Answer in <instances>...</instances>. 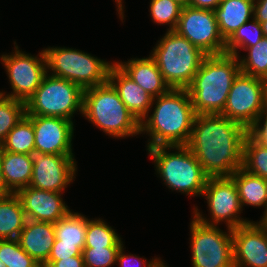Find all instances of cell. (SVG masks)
<instances>
[{
  "label": "cell",
  "mask_w": 267,
  "mask_h": 267,
  "mask_svg": "<svg viewBox=\"0 0 267 267\" xmlns=\"http://www.w3.org/2000/svg\"><path fill=\"white\" fill-rule=\"evenodd\" d=\"M247 129L221 114H196L186 145L209 177H230L243 165Z\"/></svg>",
  "instance_id": "1"
},
{
  "label": "cell",
  "mask_w": 267,
  "mask_h": 267,
  "mask_svg": "<svg viewBox=\"0 0 267 267\" xmlns=\"http://www.w3.org/2000/svg\"><path fill=\"white\" fill-rule=\"evenodd\" d=\"M195 117L187 89L171 88L167 93L155 97L151 109L140 122V135L147 134L149 137L146 149L187 145Z\"/></svg>",
  "instance_id": "2"
},
{
  "label": "cell",
  "mask_w": 267,
  "mask_h": 267,
  "mask_svg": "<svg viewBox=\"0 0 267 267\" xmlns=\"http://www.w3.org/2000/svg\"><path fill=\"white\" fill-rule=\"evenodd\" d=\"M241 72L238 57L207 55L186 88L196 114H221L234 79Z\"/></svg>",
  "instance_id": "3"
},
{
  "label": "cell",
  "mask_w": 267,
  "mask_h": 267,
  "mask_svg": "<svg viewBox=\"0 0 267 267\" xmlns=\"http://www.w3.org/2000/svg\"><path fill=\"white\" fill-rule=\"evenodd\" d=\"M81 116L115 139L140 135V122L109 81L84 89Z\"/></svg>",
  "instance_id": "4"
},
{
  "label": "cell",
  "mask_w": 267,
  "mask_h": 267,
  "mask_svg": "<svg viewBox=\"0 0 267 267\" xmlns=\"http://www.w3.org/2000/svg\"><path fill=\"white\" fill-rule=\"evenodd\" d=\"M146 151L165 186L190 197L202 195L209 176L186 145L155 146Z\"/></svg>",
  "instance_id": "5"
},
{
  "label": "cell",
  "mask_w": 267,
  "mask_h": 267,
  "mask_svg": "<svg viewBox=\"0 0 267 267\" xmlns=\"http://www.w3.org/2000/svg\"><path fill=\"white\" fill-rule=\"evenodd\" d=\"M149 54L172 89H186L206 54L175 31H166Z\"/></svg>",
  "instance_id": "6"
},
{
  "label": "cell",
  "mask_w": 267,
  "mask_h": 267,
  "mask_svg": "<svg viewBox=\"0 0 267 267\" xmlns=\"http://www.w3.org/2000/svg\"><path fill=\"white\" fill-rule=\"evenodd\" d=\"M47 73L79 85L83 90L104 84L115 62L106 61L91 53L67 47L43 48Z\"/></svg>",
  "instance_id": "7"
},
{
  "label": "cell",
  "mask_w": 267,
  "mask_h": 267,
  "mask_svg": "<svg viewBox=\"0 0 267 267\" xmlns=\"http://www.w3.org/2000/svg\"><path fill=\"white\" fill-rule=\"evenodd\" d=\"M83 92L79 85L47 73L26 102V115L58 117L74 122L75 113L82 114Z\"/></svg>",
  "instance_id": "8"
},
{
  "label": "cell",
  "mask_w": 267,
  "mask_h": 267,
  "mask_svg": "<svg viewBox=\"0 0 267 267\" xmlns=\"http://www.w3.org/2000/svg\"><path fill=\"white\" fill-rule=\"evenodd\" d=\"M201 196H205L210 218L205 217L195 205L192 216L202 224L219 226L224 222L227 228L235 229L252 221L240 216L244 209L236 183L231 177H209Z\"/></svg>",
  "instance_id": "9"
},
{
  "label": "cell",
  "mask_w": 267,
  "mask_h": 267,
  "mask_svg": "<svg viewBox=\"0 0 267 267\" xmlns=\"http://www.w3.org/2000/svg\"><path fill=\"white\" fill-rule=\"evenodd\" d=\"M190 221L192 267H234L232 229Z\"/></svg>",
  "instance_id": "10"
},
{
  "label": "cell",
  "mask_w": 267,
  "mask_h": 267,
  "mask_svg": "<svg viewBox=\"0 0 267 267\" xmlns=\"http://www.w3.org/2000/svg\"><path fill=\"white\" fill-rule=\"evenodd\" d=\"M13 44L14 52L3 53L0 56L12 91L11 93L0 91V95L26 103L47 74L46 56L44 50H41L38 55H31L20 50L16 41Z\"/></svg>",
  "instance_id": "11"
},
{
  "label": "cell",
  "mask_w": 267,
  "mask_h": 267,
  "mask_svg": "<svg viewBox=\"0 0 267 267\" xmlns=\"http://www.w3.org/2000/svg\"><path fill=\"white\" fill-rule=\"evenodd\" d=\"M267 107V81L239 73L221 113L248 129Z\"/></svg>",
  "instance_id": "12"
},
{
  "label": "cell",
  "mask_w": 267,
  "mask_h": 267,
  "mask_svg": "<svg viewBox=\"0 0 267 267\" xmlns=\"http://www.w3.org/2000/svg\"><path fill=\"white\" fill-rule=\"evenodd\" d=\"M174 31L206 55L226 53V41L220 34L213 10L183 6Z\"/></svg>",
  "instance_id": "13"
},
{
  "label": "cell",
  "mask_w": 267,
  "mask_h": 267,
  "mask_svg": "<svg viewBox=\"0 0 267 267\" xmlns=\"http://www.w3.org/2000/svg\"><path fill=\"white\" fill-rule=\"evenodd\" d=\"M32 179L29 186L52 192H65L75 181L77 161L75 155H54L34 151Z\"/></svg>",
  "instance_id": "14"
},
{
  "label": "cell",
  "mask_w": 267,
  "mask_h": 267,
  "mask_svg": "<svg viewBox=\"0 0 267 267\" xmlns=\"http://www.w3.org/2000/svg\"><path fill=\"white\" fill-rule=\"evenodd\" d=\"M234 267H267V229L259 221L232 229Z\"/></svg>",
  "instance_id": "15"
},
{
  "label": "cell",
  "mask_w": 267,
  "mask_h": 267,
  "mask_svg": "<svg viewBox=\"0 0 267 267\" xmlns=\"http://www.w3.org/2000/svg\"><path fill=\"white\" fill-rule=\"evenodd\" d=\"M33 123L35 150L46 154L74 155L75 122L46 116H28Z\"/></svg>",
  "instance_id": "16"
},
{
  "label": "cell",
  "mask_w": 267,
  "mask_h": 267,
  "mask_svg": "<svg viewBox=\"0 0 267 267\" xmlns=\"http://www.w3.org/2000/svg\"><path fill=\"white\" fill-rule=\"evenodd\" d=\"M63 193L39 190L28 186L20 189L16 195L22 203L27 219L56 223L71 211L63 201Z\"/></svg>",
  "instance_id": "17"
},
{
  "label": "cell",
  "mask_w": 267,
  "mask_h": 267,
  "mask_svg": "<svg viewBox=\"0 0 267 267\" xmlns=\"http://www.w3.org/2000/svg\"><path fill=\"white\" fill-rule=\"evenodd\" d=\"M108 81L126 108L141 122L151 109L154 97L130 79L115 63L109 70Z\"/></svg>",
  "instance_id": "18"
},
{
  "label": "cell",
  "mask_w": 267,
  "mask_h": 267,
  "mask_svg": "<svg viewBox=\"0 0 267 267\" xmlns=\"http://www.w3.org/2000/svg\"><path fill=\"white\" fill-rule=\"evenodd\" d=\"M114 62L130 79L154 98L171 89L150 55L149 57L131 58L124 62Z\"/></svg>",
  "instance_id": "19"
},
{
  "label": "cell",
  "mask_w": 267,
  "mask_h": 267,
  "mask_svg": "<svg viewBox=\"0 0 267 267\" xmlns=\"http://www.w3.org/2000/svg\"><path fill=\"white\" fill-rule=\"evenodd\" d=\"M17 240L21 248L42 267L47 262L55 241L54 223L27 219Z\"/></svg>",
  "instance_id": "20"
},
{
  "label": "cell",
  "mask_w": 267,
  "mask_h": 267,
  "mask_svg": "<svg viewBox=\"0 0 267 267\" xmlns=\"http://www.w3.org/2000/svg\"><path fill=\"white\" fill-rule=\"evenodd\" d=\"M254 0H222L214 10L221 36L227 41L244 23L253 18Z\"/></svg>",
  "instance_id": "21"
},
{
  "label": "cell",
  "mask_w": 267,
  "mask_h": 267,
  "mask_svg": "<svg viewBox=\"0 0 267 267\" xmlns=\"http://www.w3.org/2000/svg\"><path fill=\"white\" fill-rule=\"evenodd\" d=\"M0 162L5 185L11 193L29 186L33 172L31 155L7 152L0 148Z\"/></svg>",
  "instance_id": "22"
},
{
  "label": "cell",
  "mask_w": 267,
  "mask_h": 267,
  "mask_svg": "<svg viewBox=\"0 0 267 267\" xmlns=\"http://www.w3.org/2000/svg\"><path fill=\"white\" fill-rule=\"evenodd\" d=\"M230 177L236 183L242 209L248 205L263 207L264 215L267 212V180L250 174L243 168L237 169Z\"/></svg>",
  "instance_id": "23"
},
{
  "label": "cell",
  "mask_w": 267,
  "mask_h": 267,
  "mask_svg": "<svg viewBox=\"0 0 267 267\" xmlns=\"http://www.w3.org/2000/svg\"><path fill=\"white\" fill-rule=\"evenodd\" d=\"M27 221L16 193L0 198V240L17 239Z\"/></svg>",
  "instance_id": "24"
},
{
  "label": "cell",
  "mask_w": 267,
  "mask_h": 267,
  "mask_svg": "<svg viewBox=\"0 0 267 267\" xmlns=\"http://www.w3.org/2000/svg\"><path fill=\"white\" fill-rule=\"evenodd\" d=\"M88 218L85 215L71 211L56 223L55 238L59 244L76 245L82 251L85 245Z\"/></svg>",
  "instance_id": "25"
},
{
  "label": "cell",
  "mask_w": 267,
  "mask_h": 267,
  "mask_svg": "<svg viewBox=\"0 0 267 267\" xmlns=\"http://www.w3.org/2000/svg\"><path fill=\"white\" fill-rule=\"evenodd\" d=\"M3 151L29 154L35 151V134L32 120L25 114L17 125L8 133L0 145Z\"/></svg>",
  "instance_id": "26"
},
{
  "label": "cell",
  "mask_w": 267,
  "mask_h": 267,
  "mask_svg": "<svg viewBox=\"0 0 267 267\" xmlns=\"http://www.w3.org/2000/svg\"><path fill=\"white\" fill-rule=\"evenodd\" d=\"M243 50L248 52L247 55L237 56L241 73L267 81V37Z\"/></svg>",
  "instance_id": "27"
},
{
  "label": "cell",
  "mask_w": 267,
  "mask_h": 267,
  "mask_svg": "<svg viewBox=\"0 0 267 267\" xmlns=\"http://www.w3.org/2000/svg\"><path fill=\"white\" fill-rule=\"evenodd\" d=\"M124 242L114 228L102 218H88L84 247H121Z\"/></svg>",
  "instance_id": "28"
},
{
  "label": "cell",
  "mask_w": 267,
  "mask_h": 267,
  "mask_svg": "<svg viewBox=\"0 0 267 267\" xmlns=\"http://www.w3.org/2000/svg\"><path fill=\"white\" fill-rule=\"evenodd\" d=\"M263 37L261 24L253 17L251 21L241 25L226 41V53L239 56L241 50L256 45Z\"/></svg>",
  "instance_id": "29"
},
{
  "label": "cell",
  "mask_w": 267,
  "mask_h": 267,
  "mask_svg": "<svg viewBox=\"0 0 267 267\" xmlns=\"http://www.w3.org/2000/svg\"><path fill=\"white\" fill-rule=\"evenodd\" d=\"M242 168L250 174L267 180V147L261 146L248 134L243 143Z\"/></svg>",
  "instance_id": "30"
},
{
  "label": "cell",
  "mask_w": 267,
  "mask_h": 267,
  "mask_svg": "<svg viewBox=\"0 0 267 267\" xmlns=\"http://www.w3.org/2000/svg\"><path fill=\"white\" fill-rule=\"evenodd\" d=\"M26 114V103L0 95V145Z\"/></svg>",
  "instance_id": "31"
},
{
  "label": "cell",
  "mask_w": 267,
  "mask_h": 267,
  "mask_svg": "<svg viewBox=\"0 0 267 267\" xmlns=\"http://www.w3.org/2000/svg\"><path fill=\"white\" fill-rule=\"evenodd\" d=\"M149 4L151 20L155 24L169 26L166 31H174L183 5L175 0H151Z\"/></svg>",
  "instance_id": "32"
},
{
  "label": "cell",
  "mask_w": 267,
  "mask_h": 267,
  "mask_svg": "<svg viewBox=\"0 0 267 267\" xmlns=\"http://www.w3.org/2000/svg\"><path fill=\"white\" fill-rule=\"evenodd\" d=\"M0 259L6 267H41L21 248L17 239L0 240Z\"/></svg>",
  "instance_id": "33"
},
{
  "label": "cell",
  "mask_w": 267,
  "mask_h": 267,
  "mask_svg": "<svg viewBox=\"0 0 267 267\" xmlns=\"http://www.w3.org/2000/svg\"><path fill=\"white\" fill-rule=\"evenodd\" d=\"M121 247H84L82 251L85 267H112L116 264Z\"/></svg>",
  "instance_id": "34"
},
{
  "label": "cell",
  "mask_w": 267,
  "mask_h": 267,
  "mask_svg": "<svg viewBox=\"0 0 267 267\" xmlns=\"http://www.w3.org/2000/svg\"><path fill=\"white\" fill-rule=\"evenodd\" d=\"M123 247L124 245L121 246L116 260L117 265L120 267H160L164 263L160 257H155L148 261L147 258L142 259L140 256L131 253L126 254L124 252L125 247Z\"/></svg>",
  "instance_id": "35"
},
{
  "label": "cell",
  "mask_w": 267,
  "mask_h": 267,
  "mask_svg": "<svg viewBox=\"0 0 267 267\" xmlns=\"http://www.w3.org/2000/svg\"><path fill=\"white\" fill-rule=\"evenodd\" d=\"M247 134L261 146L267 147V107L247 129Z\"/></svg>",
  "instance_id": "36"
},
{
  "label": "cell",
  "mask_w": 267,
  "mask_h": 267,
  "mask_svg": "<svg viewBox=\"0 0 267 267\" xmlns=\"http://www.w3.org/2000/svg\"><path fill=\"white\" fill-rule=\"evenodd\" d=\"M77 255H82V250L79 247L76 245L59 244V240L55 238L47 261H56Z\"/></svg>",
  "instance_id": "37"
},
{
  "label": "cell",
  "mask_w": 267,
  "mask_h": 267,
  "mask_svg": "<svg viewBox=\"0 0 267 267\" xmlns=\"http://www.w3.org/2000/svg\"><path fill=\"white\" fill-rule=\"evenodd\" d=\"M42 267H85V265L83 255H77L56 261H47Z\"/></svg>",
  "instance_id": "38"
},
{
  "label": "cell",
  "mask_w": 267,
  "mask_h": 267,
  "mask_svg": "<svg viewBox=\"0 0 267 267\" xmlns=\"http://www.w3.org/2000/svg\"><path fill=\"white\" fill-rule=\"evenodd\" d=\"M253 17L260 23L267 21V0H254Z\"/></svg>",
  "instance_id": "39"
},
{
  "label": "cell",
  "mask_w": 267,
  "mask_h": 267,
  "mask_svg": "<svg viewBox=\"0 0 267 267\" xmlns=\"http://www.w3.org/2000/svg\"><path fill=\"white\" fill-rule=\"evenodd\" d=\"M222 0H189L188 6L197 9L215 10Z\"/></svg>",
  "instance_id": "40"
},
{
  "label": "cell",
  "mask_w": 267,
  "mask_h": 267,
  "mask_svg": "<svg viewBox=\"0 0 267 267\" xmlns=\"http://www.w3.org/2000/svg\"><path fill=\"white\" fill-rule=\"evenodd\" d=\"M9 194H11V192L8 190L7 186L5 185L3 175H2L1 162H0V198H3Z\"/></svg>",
  "instance_id": "41"
},
{
  "label": "cell",
  "mask_w": 267,
  "mask_h": 267,
  "mask_svg": "<svg viewBox=\"0 0 267 267\" xmlns=\"http://www.w3.org/2000/svg\"><path fill=\"white\" fill-rule=\"evenodd\" d=\"M124 0H114V2L117 4L116 6V8H117V12H118V14L117 15H119V18H120V20L122 21V23H123V20L125 19V14H124V8H125V5H123V2Z\"/></svg>",
  "instance_id": "42"
},
{
  "label": "cell",
  "mask_w": 267,
  "mask_h": 267,
  "mask_svg": "<svg viewBox=\"0 0 267 267\" xmlns=\"http://www.w3.org/2000/svg\"><path fill=\"white\" fill-rule=\"evenodd\" d=\"M259 222L267 229V212L261 216Z\"/></svg>",
  "instance_id": "43"
},
{
  "label": "cell",
  "mask_w": 267,
  "mask_h": 267,
  "mask_svg": "<svg viewBox=\"0 0 267 267\" xmlns=\"http://www.w3.org/2000/svg\"><path fill=\"white\" fill-rule=\"evenodd\" d=\"M260 24H261L263 36L267 37V21L261 22Z\"/></svg>",
  "instance_id": "44"
},
{
  "label": "cell",
  "mask_w": 267,
  "mask_h": 267,
  "mask_svg": "<svg viewBox=\"0 0 267 267\" xmlns=\"http://www.w3.org/2000/svg\"><path fill=\"white\" fill-rule=\"evenodd\" d=\"M175 1L179 2L183 6H188L189 4V0H175Z\"/></svg>",
  "instance_id": "45"
},
{
  "label": "cell",
  "mask_w": 267,
  "mask_h": 267,
  "mask_svg": "<svg viewBox=\"0 0 267 267\" xmlns=\"http://www.w3.org/2000/svg\"><path fill=\"white\" fill-rule=\"evenodd\" d=\"M0 267H6L4 262L1 261V259H0Z\"/></svg>",
  "instance_id": "46"
},
{
  "label": "cell",
  "mask_w": 267,
  "mask_h": 267,
  "mask_svg": "<svg viewBox=\"0 0 267 267\" xmlns=\"http://www.w3.org/2000/svg\"><path fill=\"white\" fill-rule=\"evenodd\" d=\"M160 267H168L166 263H163Z\"/></svg>",
  "instance_id": "47"
}]
</instances>
